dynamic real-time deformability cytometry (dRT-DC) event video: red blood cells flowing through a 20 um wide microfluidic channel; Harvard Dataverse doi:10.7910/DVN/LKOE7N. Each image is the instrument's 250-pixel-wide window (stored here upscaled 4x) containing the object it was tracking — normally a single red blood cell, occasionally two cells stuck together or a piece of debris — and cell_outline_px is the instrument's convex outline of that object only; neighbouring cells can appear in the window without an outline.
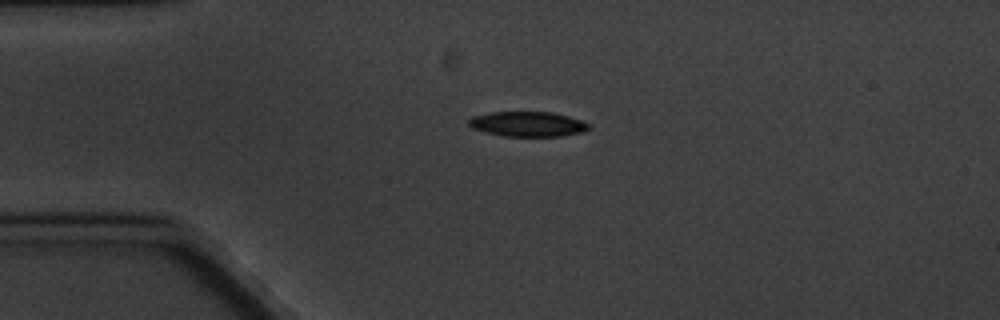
{"species": "common noctule bat (a hibernating species)", "species_latin": "Nyctalus noctula", "temperature_condition": "cold", "stored_images_in_passage": 3, "camera_frame_rate_fps": 3000, "um_per_image_px": 0.085, "animal": {"sex": "male", "body_mass_g": 20.1, "forearm_length_mm": 53.5}, "frame": {"image": 1, "passage_image": 2, "time_ms": 1.333, "image_size_px": [1000, 320], "cell_outline_px": [[592, 128], [584, 132], [560, 136], [504, 136], [484, 132], [472, 128], [468, 124], [468, 120], [472, 116], [492, 112], [552, 112], [568, 116], [580, 120], [588, 124]], "centroid_in_image_um": [44.85, 10.55], "position_along_channel_um": 40.2, "area_um2": 17.51}}